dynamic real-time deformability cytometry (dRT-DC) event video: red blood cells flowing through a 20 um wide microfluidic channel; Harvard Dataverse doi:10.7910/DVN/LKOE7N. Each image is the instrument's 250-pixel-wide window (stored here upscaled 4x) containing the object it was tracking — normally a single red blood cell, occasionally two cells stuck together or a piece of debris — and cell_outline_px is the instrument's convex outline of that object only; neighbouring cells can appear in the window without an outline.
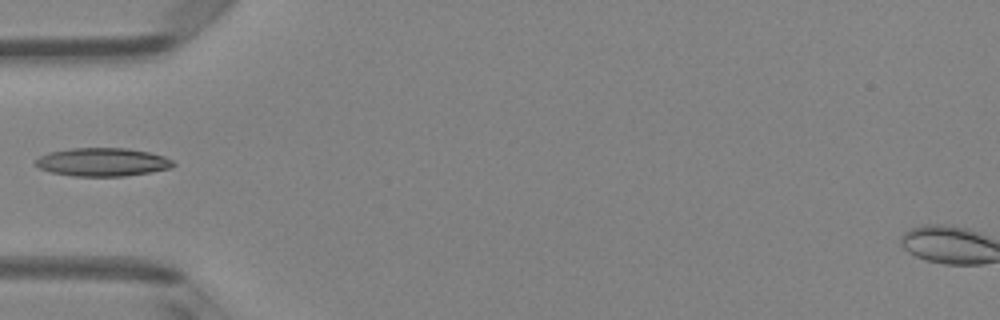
{"species": "Egyptian fruit bat (a non-hibernating species)", "species_latin": "Rousettus aegyptiacus", "temperature_condition": "room temperature", "stored_images_in_passage": 5, "camera_frame_rate_fps": 3000, "um_per_image_px": 0.085, "animal": {"sex": "female"}, "frame": {"image": 1, "passage_image": 4, "time_ms": 4.333, "image_size_px": [1000, 320], "cell_outline_px": [[176, 164], [168, 168], [148, 172], [124, 176], [72, 176], [52, 172], [40, 168], [32, 164], [40, 156], [48, 152], [68, 148], [124, 148], [148, 152], [164, 156], [172, 160]], "centroid_in_image_um": [8.66, 13.77], "position_along_channel_um": 76.3, "area_um2": 22.6}}
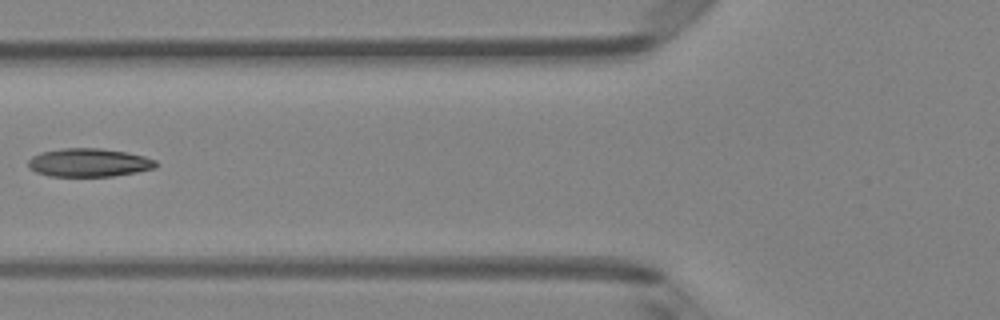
{"frame": {"image": 2, "passage_image": 5, "time_ms": 5.333, "image_size_px": [1000, 320], "cell_outline_px": [[156, 168], [136, 172], [112, 176], [48, 176], [36, 172], [28, 168], [28, 160], [32, 156], [40, 152], [64, 148], [100, 148], [124, 152], [144, 156], [156, 160]], "centroid_in_image_um": [7.52, 13.82], "position_along_channel_um": 118.3, "area_um2": 21.1}}